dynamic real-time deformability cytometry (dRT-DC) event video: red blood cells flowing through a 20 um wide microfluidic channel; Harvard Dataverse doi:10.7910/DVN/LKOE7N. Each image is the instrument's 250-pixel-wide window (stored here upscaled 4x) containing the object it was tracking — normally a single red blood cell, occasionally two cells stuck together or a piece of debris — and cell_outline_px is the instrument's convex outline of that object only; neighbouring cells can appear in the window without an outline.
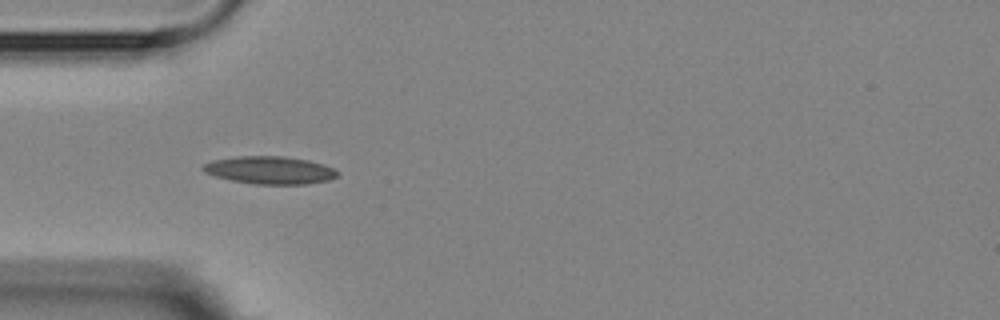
{"species": "Egyptian fruit bat (a non-hibernating species)", "species_latin": "Rousettus aegyptiacus", "temperature_condition": "room temperature", "stored_images_in_passage": 6, "camera_frame_rate_fps": 3000, "um_per_image_px": 0.085, "animal": {"sex": "female"}, "frame": {"image": 1, "passage_image": 5, "time_ms": 4.667, "image_size_px": [1000, 320], "cell_outline_px": [[340, 172], [336, 176], [328, 180], [308, 184], [252, 184], [232, 180], [216, 176], [204, 172], [200, 168], [204, 164], [212, 160], [236, 156], [284, 156], [308, 160], [324, 164], [336, 168]], "centroid_in_image_um": [22.95, 14.46], "position_along_channel_um": 62.0, "area_um2": 21.85}}
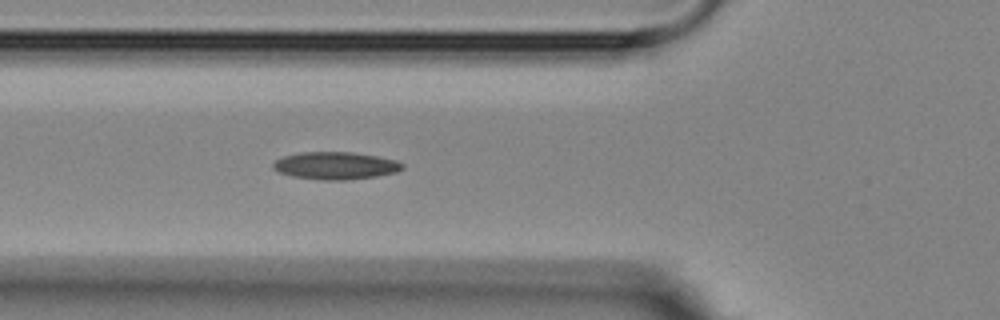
{"frame": {"image": 2, "passage_image": 6, "time_ms": 5.667, "image_size_px": [1000, 320], "cell_outline_px": [[404, 168], [396, 172], [376, 176], [344, 180], [324, 180], [292, 176], [280, 172], [272, 168], [272, 164], [276, 160], [284, 156], [304, 152], [352, 152], [376, 156], [396, 160], [404, 164]], "centroid_in_image_um": [28.53, 14.08], "position_along_channel_um": 97.3, "area_um2": 20.52}}